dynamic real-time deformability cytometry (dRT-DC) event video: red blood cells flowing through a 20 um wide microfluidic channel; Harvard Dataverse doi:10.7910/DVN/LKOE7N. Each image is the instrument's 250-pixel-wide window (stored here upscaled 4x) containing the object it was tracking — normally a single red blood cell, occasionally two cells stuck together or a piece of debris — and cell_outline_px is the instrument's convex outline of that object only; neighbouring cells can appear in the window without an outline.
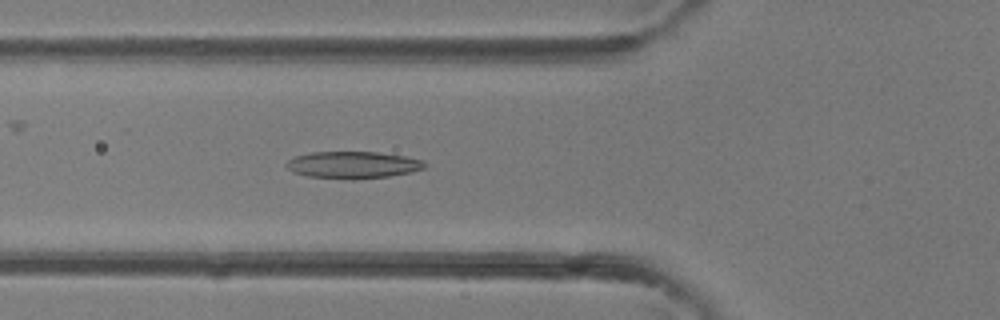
{"species": "common noctule bat (a hibernating species)", "species_latin": "Nyctalus noctula", "temperature_condition": "room temperature", "stored_images_in_passage": 36, "camera_frame_rate_fps": 3000, "um_per_image_px": 0.085, "animal": {"sex": "female"}, "frame": {"image": 1, "passage_image": 10, "time_ms": 3.0, "image_size_px": [1000, 320], "cell_outline_px": [[428, 164], [424, 168], [412, 172], [388, 176], [352, 180], [308, 176], [292, 172], [284, 164], [288, 160], [296, 156], [312, 152], [376, 152], [404, 156], [420, 160]], "centroid_in_image_um": [29.98, 14.02], "position_along_channel_um": 95.8, "area_um2": 21.73}}
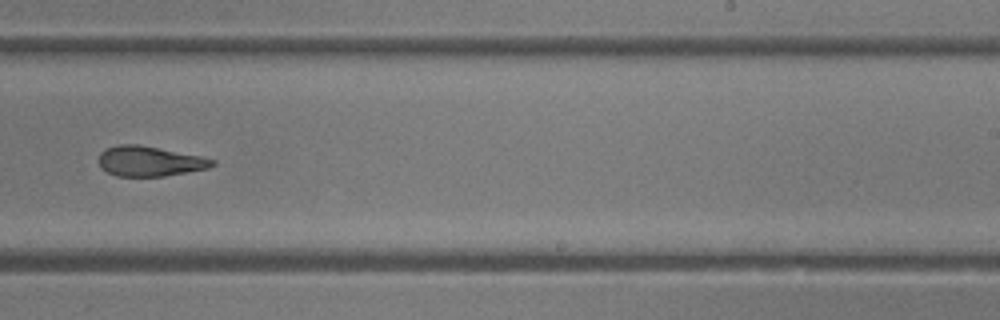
{"frame": {"image": 2, "passage_image": 21, "time_ms": 6.667, "image_size_px": [1000, 320], "cell_outline_px": [[216, 164], [208, 168], [164, 176], [116, 176], [100, 168], [100, 152], [104, 148], [120, 144], [136, 144], [200, 156], [216, 160]], "centroid_in_image_um": [12.7, 13.7], "position_along_channel_um": 276.3, "area_um2": 19.71}}
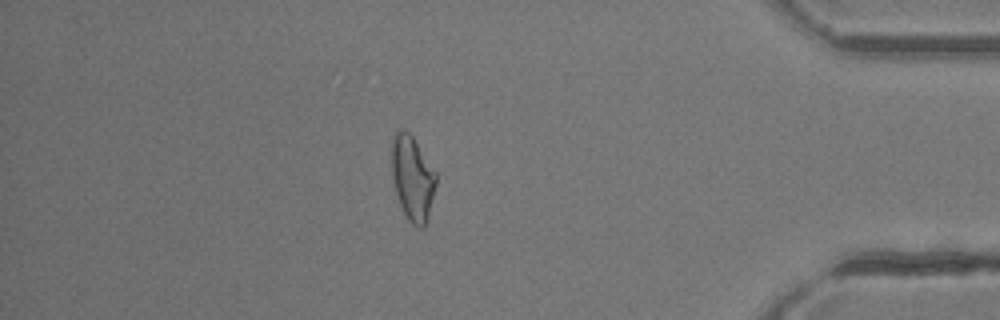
{"frame": {"image": 3, "passage_image": 31, "time_ms": 10.0, "image_size_px": [1000, 320], "cell_outline_px": [[436, 184], [428, 220], [424, 228], [420, 228], [412, 224], [408, 220], [400, 204], [392, 180], [392, 136], [396, 132], [408, 132], [412, 136], [436, 172]], "centroid_in_image_um": [35.07, 15.19], "position_along_channel_um": 400.1, "area_um2": 21.68}}